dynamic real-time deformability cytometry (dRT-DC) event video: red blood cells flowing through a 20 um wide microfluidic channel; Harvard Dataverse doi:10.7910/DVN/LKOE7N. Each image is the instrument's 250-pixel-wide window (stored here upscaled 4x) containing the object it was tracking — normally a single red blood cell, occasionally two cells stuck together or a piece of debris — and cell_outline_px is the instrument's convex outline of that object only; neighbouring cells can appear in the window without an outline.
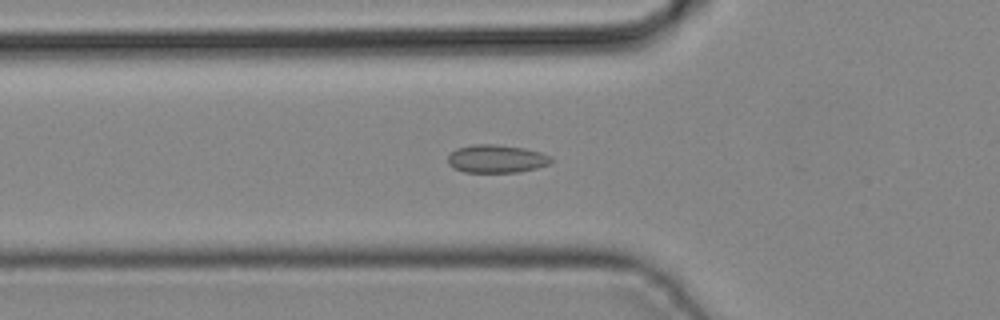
{"species": "common noctule bat (a hibernating species)", "species_latin": "Nyctalus noctula", "temperature_condition": "cold", "stored_images_in_passage": 21, "camera_frame_rate_fps": 3000, "um_per_image_px": 0.085, "animal": {"sex": "male", "body_mass_g": 19.2, "forearm_length_mm": 51.8}, "frame": {"image": 1, "passage_image": 9, "time_ms": 2.667, "image_size_px": [1000, 320], "cell_outline_px": [[552, 164], [536, 168], [516, 172], [464, 172], [452, 168], [448, 164], [448, 156], [456, 148], [472, 144], [496, 144], [524, 148], [540, 152], [548, 156], [552, 160]], "centroid_in_image_um": [42.17, 13.49], "position_along_channel_um": 83.6, "area_um2": 16.94}}
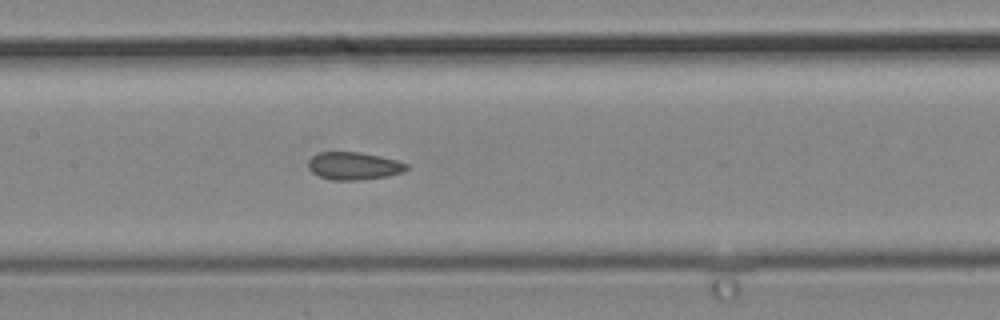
{"frame": {"image": 2, "passage_image": 15, "time_ms": 4.667, "image_size_px": [1000, 320], "cell_outline_px": [[408, 168], [400, 172], [388, 176], [360, 180], [332, 180], [320, 176], [312, 172], [308, 168], [308, 160], [312, 156], [320, 152], [360, 152], [380, 156], [396, 160], [408, 164]], "centroid_in_image_um": [30.05, 14.1], "position_along_channel_um": 177.4, "area_um2": 15.78}}
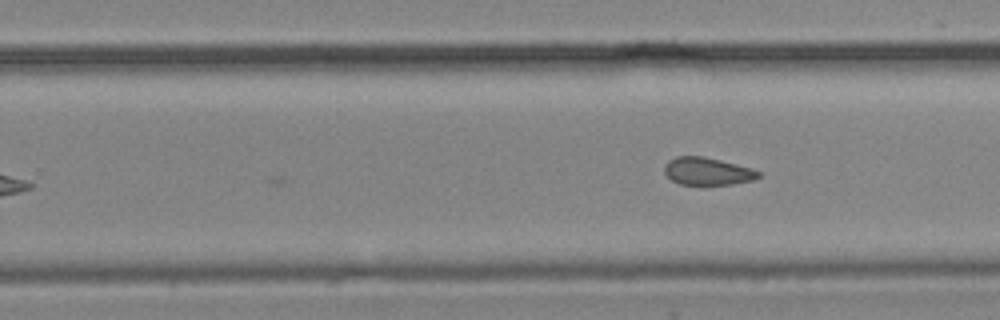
{"frame": {"image": 3, "passage_image": 21, "time_ms": 6.667, "image_size_px": [1000, 320], "cell_outline_px": [[760, 176], [752, 180], [732, 184], [704, 188], [680, 184], [672, 180], [664, 172], [664, 164], [668, 160], [676, 156], [704, 156], [752, 168], [760, 172]], "centroid_in_image_um": [60.1, 14.6], "position_along_channel_um": 269.7, "area_um2": 15.78}}